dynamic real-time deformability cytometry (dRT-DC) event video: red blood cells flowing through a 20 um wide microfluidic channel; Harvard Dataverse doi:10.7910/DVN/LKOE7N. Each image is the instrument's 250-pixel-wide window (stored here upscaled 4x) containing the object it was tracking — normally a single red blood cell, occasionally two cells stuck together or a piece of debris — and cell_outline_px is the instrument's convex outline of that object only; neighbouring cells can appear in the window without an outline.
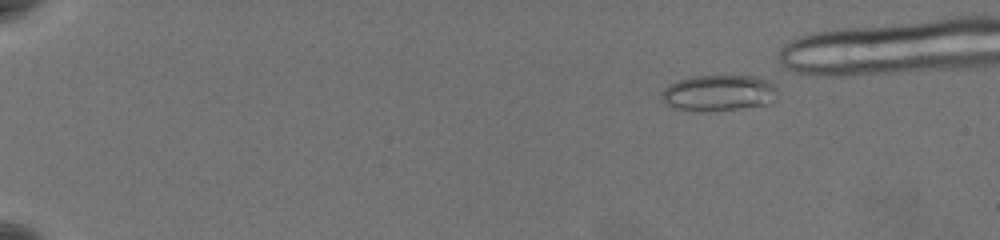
{"species": "common noctule bat (a hibernating species)", "species_latin": "Nyctalus noctula", "temperature_condition": "warm", "stored_images_in_passage": 49, "camera_frame_rate_fps": 3000, "um_per_image_px": 0.085, "animal": {"sex": "female", "body_mass_g": 19.5, "forearm_length_mm": 54.1}, "frame": {"image": 1, "passage_image": 4, "time_ms": 1.0, "image_size_px": [1000, 240], "cell_outline_px": [[776, 92], [772, 100], [768, 104], [736, 108], [676, 108], [664, 104], [660, 96], [664, 88], [680, 80], [696, 76], [752, 76], [768, 80], [776, 88]], "centroid_in_image_um": [61.09, 7.85], "position_along_channel_um": 23.9, "area_um2": 23.12}}
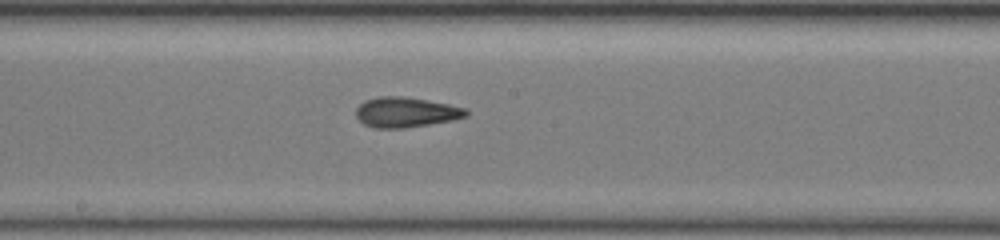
{"frame": {"image": 2, "passage_image": 30, "time_ms": 9.667, "image_size_px": [1000, 240], "cell_outline_px": [[468, 116], [452, 120], [404, 128], [372, 128], [364, 124], [356, 116], [356, 108], [364, 100], [380, 96], [404, 96], [448, 104], [464, 108], [468, 112]], "centroid_in_image_um": [34.46, 9.54], "position_along_channel_um": 213.7, "area_um2": 19.25}}
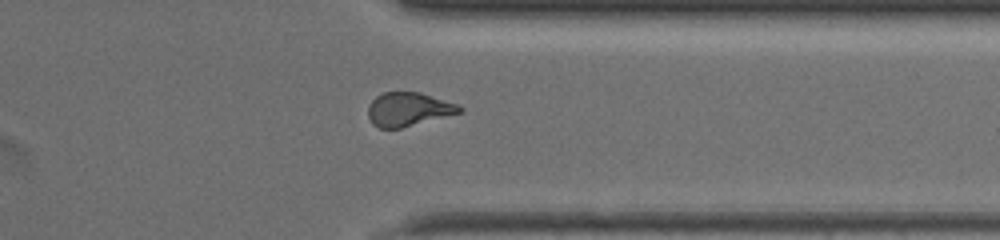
{"frame": {"image": 3, "passage_image": 43, "time_ms": 14.0, "image_size_px": [1000, 240], "cell_outline_px": [[464, 112], [400, 128], [380, 128], [372, 124], [368, 116], [368, 104], [376, 96], [384, 92], [420, 92], [460, 104], [464, 108]], "centroid_in_image_um": [34.75, 9.28], "position_along_channel_um": 376.6, "area_um2": 18.21}}